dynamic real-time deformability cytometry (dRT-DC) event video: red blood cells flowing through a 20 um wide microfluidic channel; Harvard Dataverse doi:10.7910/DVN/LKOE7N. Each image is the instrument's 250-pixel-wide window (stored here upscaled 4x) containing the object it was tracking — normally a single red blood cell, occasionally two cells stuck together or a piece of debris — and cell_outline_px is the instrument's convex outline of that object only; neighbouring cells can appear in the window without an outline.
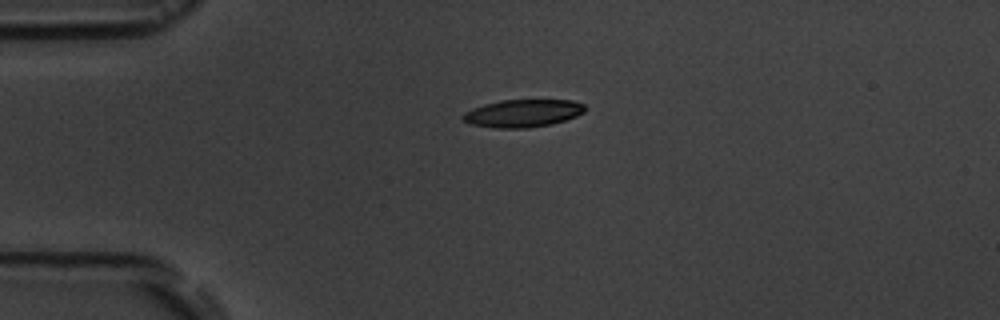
{"species": "common noctule bat (a hibernating species)", "species_latin": "Nyctalus noctula", "temperature_condition": "room temperature", "stored_images_in_passage": 3, "camera_frame_rate_fps": 3000, "um_per_image_px": 0.085, "animal": {"sex": "male", "body_mass_g": 19.5, "forearm_length_mm": 54.6}, "frame": {"image": 1, "passage_image": 1, "time_ms": 0.0, "image_size_px": [1000, 320], "cell_outline_px": [[584, 112], [576, 116], [552, 124], [528, 128], [496, 128], [472, 124], [464, 120], [460, 116], [464, 112], [472, 108], [484, 104], [500, 100], [572, 100], [584, 104]], "centroid_in_image_um": [44.42, 9.62], "position_along_channel_um": 40.6, "area_um2": 19.65}}
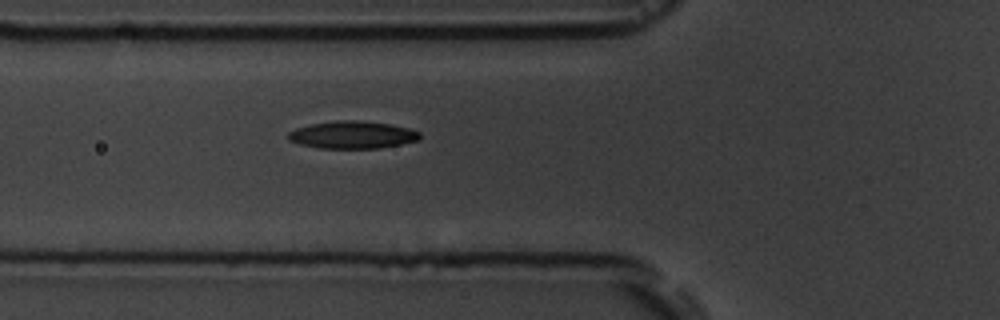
{"frame": {"image": 2, "passage_image": 3, "time_ms": 2.333, "image_size_px": [1000, 320], "cell_outline_px": [[420, 136], [416, 140], [400, 144], [380, 148], [320, 148], [300, 144], [288, 140], [288, 132], [296, 128], [312, 124], [336, 120], [360, 120], [392, 124], [408, 128], [420, 132]], "centroid_in_image_um": [29.94, 11.45], "position_along_channel_um": 95.9, "area_um2": 20.98}}